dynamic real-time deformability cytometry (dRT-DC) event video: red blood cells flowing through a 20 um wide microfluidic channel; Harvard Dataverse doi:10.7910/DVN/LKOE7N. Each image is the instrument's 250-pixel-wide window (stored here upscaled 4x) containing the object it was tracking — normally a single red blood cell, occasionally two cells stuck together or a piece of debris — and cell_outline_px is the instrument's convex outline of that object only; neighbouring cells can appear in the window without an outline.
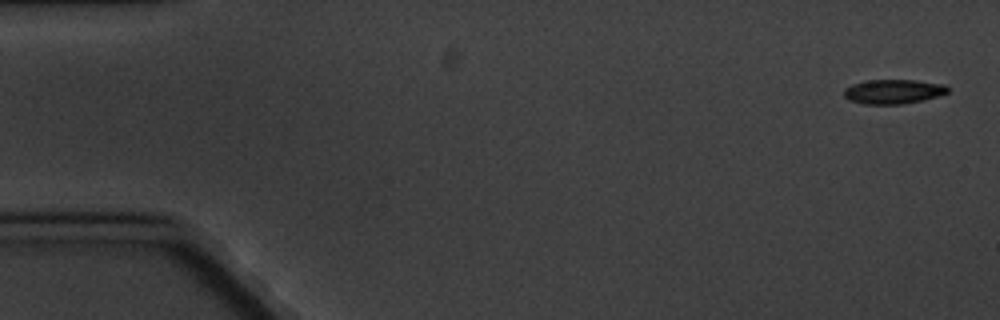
{"species": "common noctule bat (a hibernating species)", "species_latin": "Nyctalus noctula", "temperature_condition": "cold", "stored_images_in_passage": 10, "camera_frame_rate_fps": 3000, "um_per_image_px": 0.085, "animal": {"sex": "male", "body_mass_g": 20.1, "forearm_length_mm": 53.5}, "frame": {"image": 1, "passage_image": 1, "time_ms": 0.0, "image_size_px": [1000, 320], "cell_outline_px": [[948, 92], [936, 96], [920, 100], [900, 104], [864, 104], [848, 100], [844, 96], [844, 88], [852, 84], [868, 80], [916, 80], [944, 84], [948, 88]], "centroid_in_image_um": [75.88, 7.77], "position_along_channel_um": 9.1, "area_um2": 14.62}}
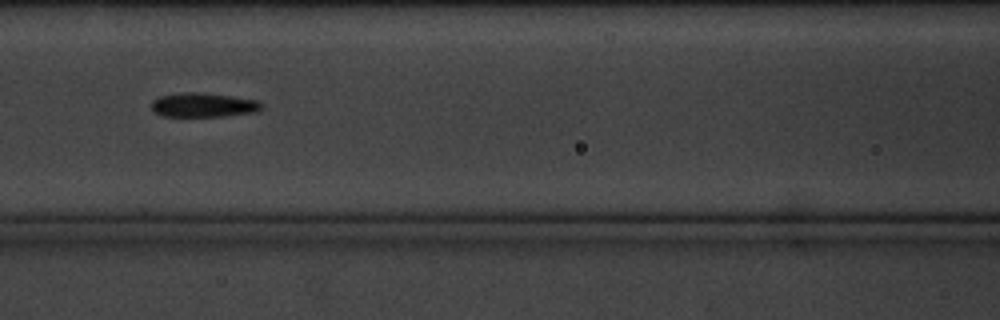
{"frame": {"image": 2, "passage_image": 7, "time_ms": 8.0, "image_size_px": [1000, 320], "cell_outline_px": [[264, 104], [256, 112], [224, 116], [164, 116], [156, 112], [152, 108], [152, 100], [160, 96], [180, 92], [200, 92], [232, 96], [256, 100]], "centroid_in_image_um": [17.29, 8.91], "position_along_channel_um": 149.3, "area_um2": 15.49}}
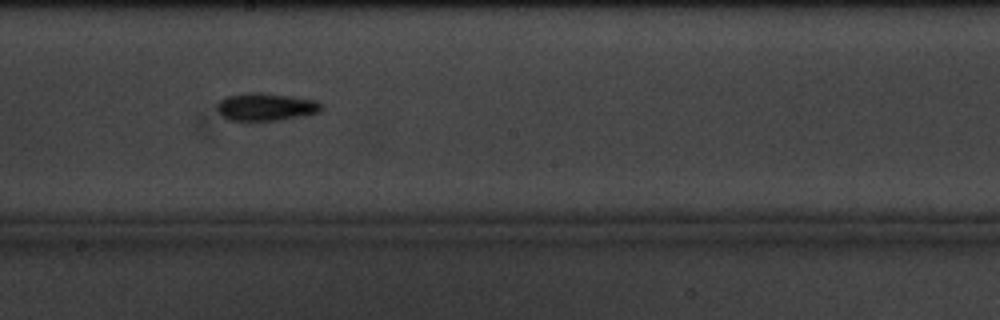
{"frame": {"image": 3, "passage_image": 9, "time_ms": 10.333, "image_size_px": [1000, 320], "cell_outline_px": [[324, 108], [320, 112], [300, 116], [276, 120], [228, 120], [216, 108], [220, 100], [228, 96], [248, 92], [256, 92], [292, 96], [316, 100]], "centroid_in_image_um": [22.62, 9.07], "position_along_channel_um": 225.6, "area_um2": 16.59}}